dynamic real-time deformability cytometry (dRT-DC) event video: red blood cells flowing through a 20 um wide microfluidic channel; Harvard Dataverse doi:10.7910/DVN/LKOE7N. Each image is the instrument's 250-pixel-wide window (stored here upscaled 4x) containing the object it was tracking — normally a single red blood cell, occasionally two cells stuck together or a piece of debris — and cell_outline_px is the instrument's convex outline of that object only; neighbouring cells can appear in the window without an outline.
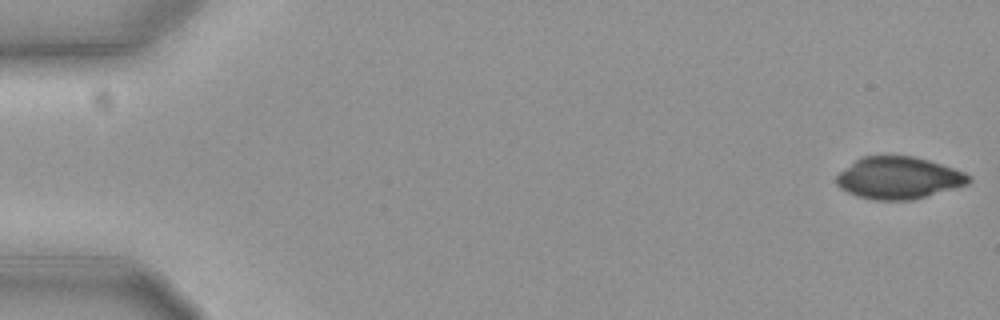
{"species": "common noctule bat (a hibernating species)", "species_latin": "Nyctalus noctula", "temperature_condition": "cold", "stored_images_in_passage": 15, "camera_frame_rate_fps": 3000, "um_per_image_px": 0.085, "animal": {"sex": "female", "body_mass_g": 19.3, "forearm_length_mm": 54.1}, "frame": {"image": 1, "passage_image": 1, "time_ms": 0.0, "image_size_px": [1000, 320], "cell_outline_px": [[972, 180], [968, 184], [912, 200], [876, 200], [856, 196], [840, 188], [836, 184], [836, 176], [840, 172], [860, 156], [912, 156], [928, 160], [964, 172], [972, 176]], "centroid_in_image_um": [76.37, 15.12], "position_along_channel_um": 8.6, "area_um2": 32.31}}